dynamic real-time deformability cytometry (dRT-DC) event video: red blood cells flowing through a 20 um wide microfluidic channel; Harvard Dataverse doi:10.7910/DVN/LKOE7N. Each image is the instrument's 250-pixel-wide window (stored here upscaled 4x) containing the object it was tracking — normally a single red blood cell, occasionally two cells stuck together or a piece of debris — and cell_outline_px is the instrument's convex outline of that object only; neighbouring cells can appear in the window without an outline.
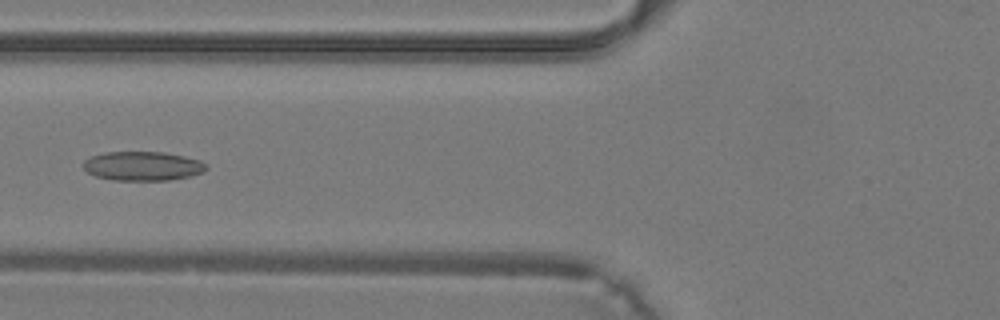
{"species": "common noctule bat (a hibernating species)", "species_latin": "Nyctalus noctula", "temperature_condition": "warm", "stored_images_in_passage": 38, "camera_frame_rate_fps": 3000, "um_per_image_px": 0.085, "animal": {"sex": "male", "body_mass_g": 19.2, "forearm_length_mm": 51.8}, "frame": {"image": 1, "passage_image": 14, "time_ms": 4.333, "image_size_px": [1000, 320], "cell_outline_px": [[208, 168], [204, 172], [192, 176], [168, 180], [112, 180], [96, 176], [88, 172], [84, 168], [84, 160], [92, 156], [104, 152], [164, 152], [184, 156], [200, 160], [208, 164]], "centroid_in_image_um": [12.18, 14.11], "position_along_channel_um": 113.6, "area_um2": 20.98}}
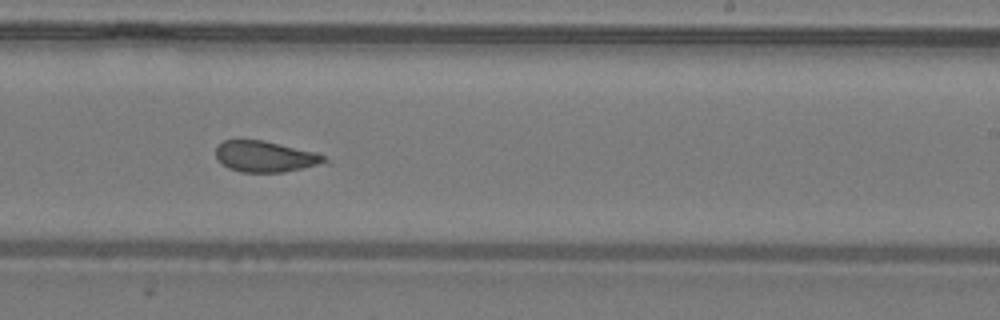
{"frame": {"image": 2, "passage_image": 23, "time_ms": 7.333, "image_size_px": [1000, 320], "cell_outline_px": [[332, 164], [284, 172], [240, 172], [228, 168], [216, 156], [216, 144], [224, 140], [264, 140], [316, 152], [332, 160]], "centroid_in_image_um": [22.67, 13.32], "position_along_channel_um": 266.3, "area_um2": 20.17}}
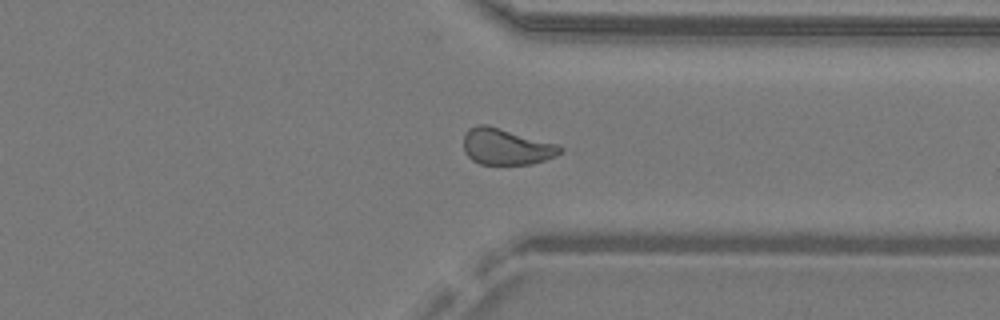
{"frame": {"image": 3, "passage_image": 29, "time_ms": 9.333, "image_size_px": [1000, 320], "cell_outline_px": [[564, 152], [556, 156], [532, 164], [480, 164], [472, 160], [464, 152], [464, 132], [468, 128], [476, 124], [488, 124], [556, 144], [564, 148]], "centroid_in_image_um": [43.01, 12.45], "position_along_channel_um": 368.4, "area_um2": 20.58}}